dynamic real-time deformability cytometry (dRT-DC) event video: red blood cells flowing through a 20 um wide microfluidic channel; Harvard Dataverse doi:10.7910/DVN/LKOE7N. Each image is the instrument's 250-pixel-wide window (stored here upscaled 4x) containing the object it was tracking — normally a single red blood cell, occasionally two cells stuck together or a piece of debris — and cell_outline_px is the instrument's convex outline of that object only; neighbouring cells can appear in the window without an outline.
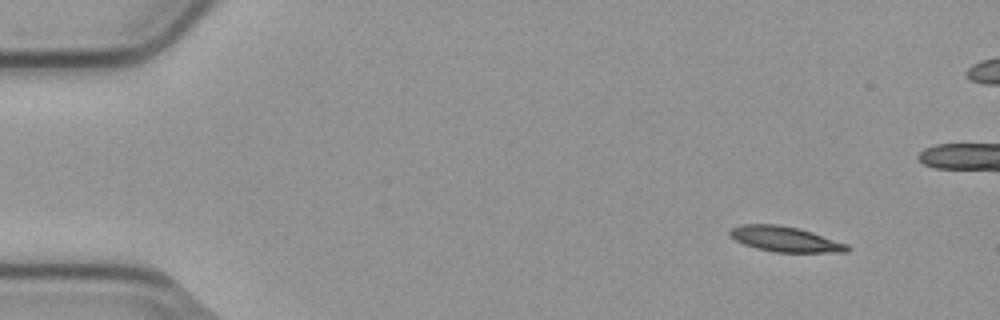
{"species": "common noctule bat (a hibernating species)", "species_latin": "Nyctalus noctula", "temperature_condition": "cold", "stored_images_in_passage": 5, "camera_frame_rate_fps": 3000, "um_per_image_px": 0.085, "animal": {"sex": "male", "body_mass_g": 23.1, "forearm_length_mm": 52.7}, "frame": {"image": 1, "passage_image": 1, "time_ms": 0.0, "image_size_px": [1000, 320], "cell_outline_px": [[852, 248], [848, 252], [776, 252], [756, 248], [744, 244], [736, 240], [728, 232], [732, 228], [744, 224], [776, 224], [800, 228], [848, 244]], "centroid_in_image_um": [66.78, 20.33], "position_along_channel_um": 18.2, "area_um2": 17.22}}
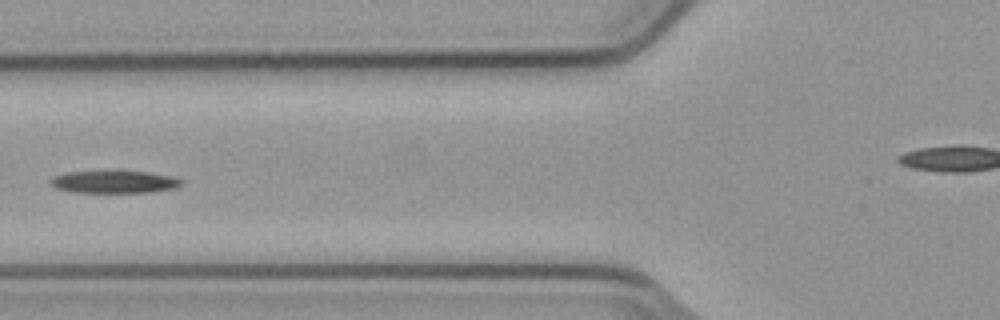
{"frame": {"image": 2, "passage_image": 5, "time_ms": 1.333, "image_size_px": [1000, 320], "cell_outline_px": [[184, 180], [180, 184], [172, 188], [152, 192], [72, 192], [52, 188], [48, 184], [48, 180], [52, 176], [68, 172], [148, 172], [172, 176]], "centroid_in_image_um": [9.61, 15.47], "position_along_channel_um": 116.2, "area_um2": 16.99}}